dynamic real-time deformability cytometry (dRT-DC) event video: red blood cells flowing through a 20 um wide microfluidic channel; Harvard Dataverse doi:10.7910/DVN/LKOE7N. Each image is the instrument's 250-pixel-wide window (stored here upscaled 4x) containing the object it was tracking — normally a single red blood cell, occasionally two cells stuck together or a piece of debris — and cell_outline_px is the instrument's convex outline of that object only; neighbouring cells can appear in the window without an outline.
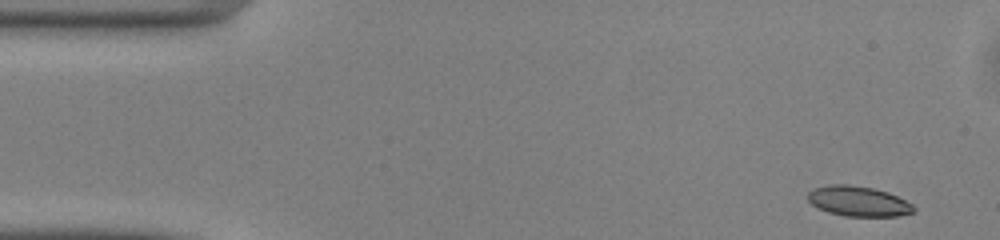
{"species": "common noctule bat (a hibernating species)", "species_latin": "Nyctalus noctula", "temperature_condition": "warm", "stored_images_in_passage": 12, "camera_frame_rate_fps": 3000, "um_per_image_px": 0.085, "animal": {"sex": "male", "body_mass_g": 13.0, "forearm_length_mm": 53.1}, "frame": {"image": 1, "passage_image": 1, "time_ms": 0.0, "image_size_px": [1000, 240], "cell_outline_px": [[916, 208], [912, 212], [896, 216], [844, 216], [828, 212], [812, 204], [808, 200], [808, 192], [812, 188], [828, 184], [848, 184], [872, 188], [888, 192], [912, 204]], "centroid_in_image_um": [72.92, 17.09], "position_along_channel_um": 12.1, "area_um2": 18.5}}
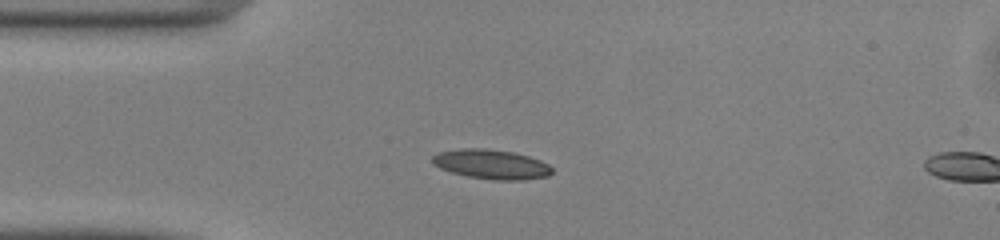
{"frame": {"image": 2, "passage_image": 10, "time_ms": 3.0, "image_size_px": [1000, 240], "cell_outline_px": [[552, 172], [548, 176], [524, 180], [496, 180], [468, 176], [452, 172], [440, 168], [432, 164], [432, 156], [440, 152], [460, 148], [484, 148], [516, 152], [540, 160], [548, 164], [552, 168]], "centroid_in_image_um": [41.77, 13.95], "position_along_channel_um": 43.2, "area_um2": 20.63}}